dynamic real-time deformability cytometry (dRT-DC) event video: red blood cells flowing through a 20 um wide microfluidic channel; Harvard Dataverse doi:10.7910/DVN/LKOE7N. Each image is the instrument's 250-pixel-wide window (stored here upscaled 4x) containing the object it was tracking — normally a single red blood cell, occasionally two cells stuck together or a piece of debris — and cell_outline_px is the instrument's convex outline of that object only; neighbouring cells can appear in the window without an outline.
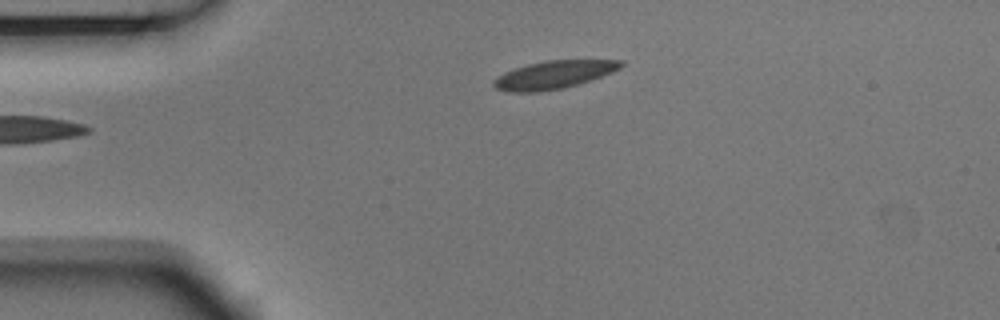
{"species": "Egyptian fruit bat (a non-hibernating species)", "species_latin": "Rousettus aegyptiacus", "temperature_condition": "room temperature", "stored_images_in_passage": 6, "camera_frame_rate_fps": 3000, "um_per_image_px": 0.085, "animal": {"sex": "male"}, "frame": {"image": 1, "passage_image": 6, "time_ms": 1.667, "image_size_px": [1000, 320], "cell_outline_px": [[624, 64], [620, 68], [600, 76], [564, 88], [536, 92], [508, 92], [496, 88], [492, 84], [492, 80], [504, 72], [528, 64], [548, 60], [624, 60]], "centroid_in_image_um": [47.02, 6.35], "position_along_channel_um": 38.0, "area_um2": 20.46}}